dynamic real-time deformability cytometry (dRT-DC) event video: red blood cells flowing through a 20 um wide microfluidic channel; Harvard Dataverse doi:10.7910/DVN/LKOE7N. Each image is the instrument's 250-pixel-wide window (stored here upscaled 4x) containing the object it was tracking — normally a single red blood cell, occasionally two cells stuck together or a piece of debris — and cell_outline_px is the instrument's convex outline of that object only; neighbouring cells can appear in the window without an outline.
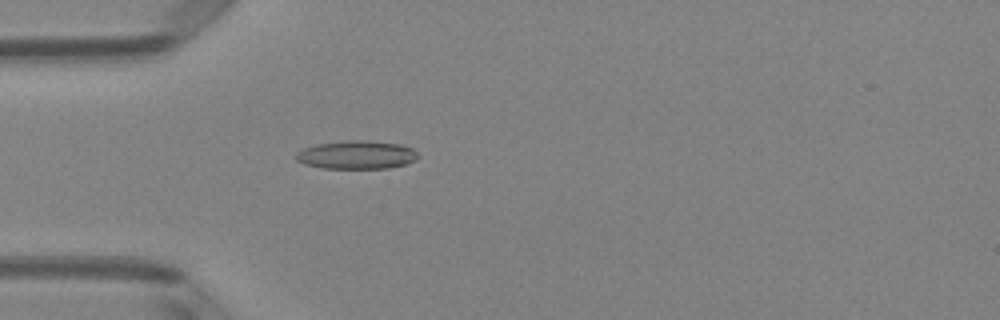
{"species": "Egyptian fruit bat (a non-hibernating species)", "species_latin": "Rousettus aegyptiacus", "temperature_condition": "room temperature", "stored_images_in_passage": 49, "camera_frame_rate_fps": 3000, "um_per_image_px": 0.085, "animal": {"sex": "female"}, "frame": {"image": 1, "passage_image": 14, "time_ms": 4.333, "image_size_px": [1000, 320], "cell_outline_px": [[420, 156], [416, 160], [404, 164], [388, 168], [324, 168], [304, 164], [296, 160], [296, 152], [304, 148], [316, 144], [348, 140], [368, 140], [400, 144], [412, 148]], "centroid_in_image_um": [30.32, 13.15], "position_along_channel_um": 54.7, "area_um2": 20.17}}
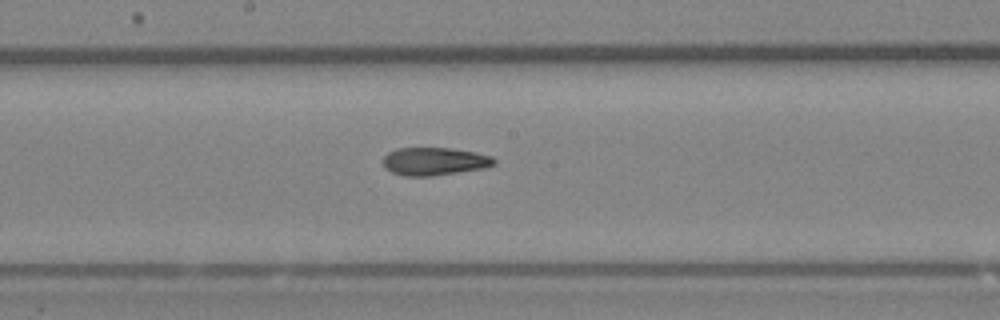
{"frame": {"image": 2, "passage_image": 26, "time_ms": 8.333, "image_size_px": [1000, 320], "cell_outline_px": [[496, 164], [484, 168], [432, 176], [404, 176], [392, 172], [384, 168], [384, 156], [388, 152], [396, 148], [452, 148], [492, 156], [496, 160]], "centroid_in_image_um": [36.91, 13.71], "position_along_channel_um": 211.3, "area_um2": 18.03}}
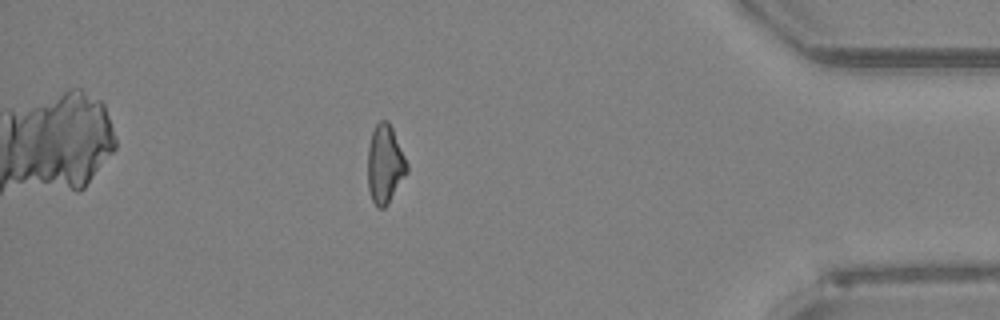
{"frame": {"image": 3, "passage_image": 43, "time_ms": 14.0, "image_size_px": [1000, 320], "cell_outline_px": [[408, 172], [388, 204], [384, 208], [380, 208], [372, 200], [368, 188], [368, 148], [372, 132], [376, 124], [380, 120], [388, 120], [392, 128], [408, 164]], "centroid_in_image_um": [32.73, 13.96], "position_along_channel_um": 402.5, "area_um2": 17.86}, "authors_computed_cell_mechanics": {"area_um2": 18.5538, "velocity_mm_per_s": 4.091, "shape_relaxation_time_tau1_ms": null, "shape_relaxation_time_tau2_ms": 4.8008, "deformation_change_tau1": null, "deformation_change_tau2": 0.1326}}